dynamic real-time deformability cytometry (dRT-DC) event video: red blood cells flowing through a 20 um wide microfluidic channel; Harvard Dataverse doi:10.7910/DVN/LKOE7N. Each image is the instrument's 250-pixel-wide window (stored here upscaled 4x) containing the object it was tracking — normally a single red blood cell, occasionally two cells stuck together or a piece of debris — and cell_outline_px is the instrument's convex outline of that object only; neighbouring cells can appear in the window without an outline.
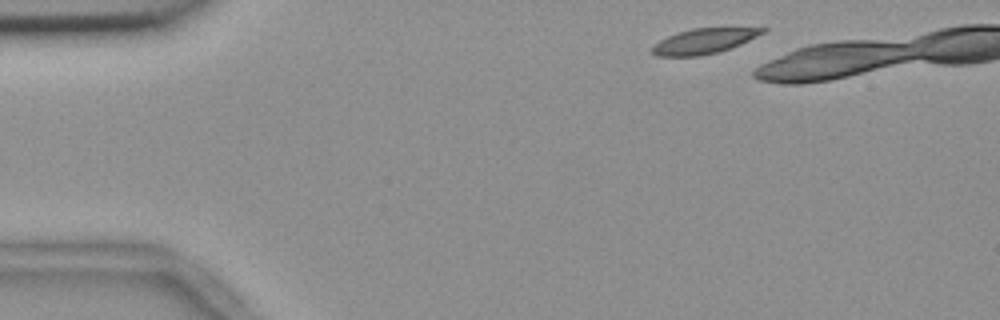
{"species": "common noctule bat (a hibernating species)", "species_latin": "Nyctalus noctula", "temperature_condition": "room temperature", "stored_images_in_passage": 4, "camera_frame_rate_fps": 3000, "um_per_image_px": 0.085, "animal": {"sex": "female", "body_mass_g": 18.4}, "frame": {"image": 1, "passage_image": 1, "time_ms": 0.0, "image_size_px": [1000, 320], "cell_outline_px": [[768, 28], [764, 32], [740, 44], [720, 52], [700, 56], [656, 56], [648, 48], [652, 44], [676, 32], [692, 28]], "centroid_in_image_um": [59.74, 3.5], "position_along_channel_um": 25.3, "area_um2": 16.24}}